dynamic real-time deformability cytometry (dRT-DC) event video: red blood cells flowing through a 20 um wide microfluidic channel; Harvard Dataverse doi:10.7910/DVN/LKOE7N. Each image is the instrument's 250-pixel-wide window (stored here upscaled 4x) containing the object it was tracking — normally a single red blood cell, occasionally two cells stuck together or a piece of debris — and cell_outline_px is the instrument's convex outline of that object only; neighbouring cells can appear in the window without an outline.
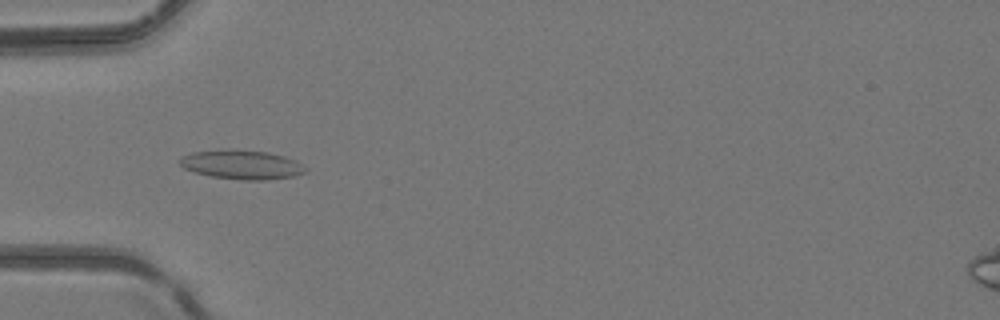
{"species": "common noctule bat (a hibernating species)", "species_latin": "Nyctalus noctula", "temperature_condition": "room temperature", "stored_images_in_passage": 51, "camera_frame_rate_fps": 3000, "um_per_image_px": 0.085, "animal": {"sex": "female", "body_mass_g": 24.6, "forearm_length_mm": 56.2}, "frame": {"image": 1, "passage_image": 17, "time_ms": 5.333, "image_size_px": [1000, 320], "cell_outline_px": [[308, 172], [296, 176], [268, 180], [240, 180], [212, 176], [196, 172], [184, 168], [180, 164], [180, 160], [184, 156], [192, 152], [232, 148], [268, 152], [284, 156], [296, 160], [308, 168]], "centroid_in_image_um": [20.63, 13.99], "position_along_channel_um": 64.4, "area_um2": 21.62}}
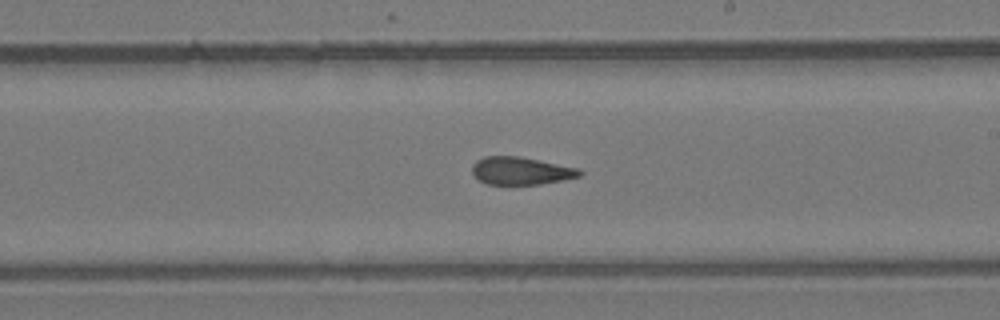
{"frame": {"image": 2, "passage_image": 30, "time_ms": 9.667, "image_size_px": [1000, 320], "cell_outline_px": [[584, 172], [580, 176], [564, 180], [540, 184], [488, 184], [480, 180], [472, 172], [472, 164], [476, 160], [484, 156], [520, 156], [580, 168]], "centroid_in_image_um": [44.31, 14.51], "position_along_channel_um": 244.7, "area_um2": 17.46}}
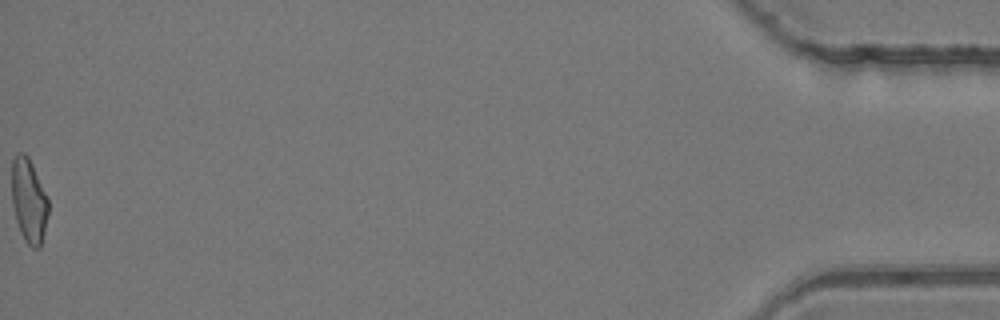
{"frame": {"image": 3, "passage_image": 51, "time_ms": 16.667, "image_size_px": [1000, 320], "cell_outline_px": [[48, 212], [44, 232], [40, 248], [32, 248], [24, 240], [20, 232], [16, 220], [12, 204], [12, 160], [16, 152], [24, 152], [28, 156], [32, 164], [48, 200]], "centroid_in_image_um": [2.43, 17.05], "position_along_channel_um": 432.8, "area_um2": 17.86}, "authors_computed_cell_mechanics": {"area_um2": 18.6694, "velocity_mm_per_s": 4.2001, "shape_relaxation_time_tau1_ms": 7.8936, "shape_relaxation_time_tau2_ms": 2.2095, "deformation_change_tau1": 0.185, "deformation_change_tau2": 0.1094}}